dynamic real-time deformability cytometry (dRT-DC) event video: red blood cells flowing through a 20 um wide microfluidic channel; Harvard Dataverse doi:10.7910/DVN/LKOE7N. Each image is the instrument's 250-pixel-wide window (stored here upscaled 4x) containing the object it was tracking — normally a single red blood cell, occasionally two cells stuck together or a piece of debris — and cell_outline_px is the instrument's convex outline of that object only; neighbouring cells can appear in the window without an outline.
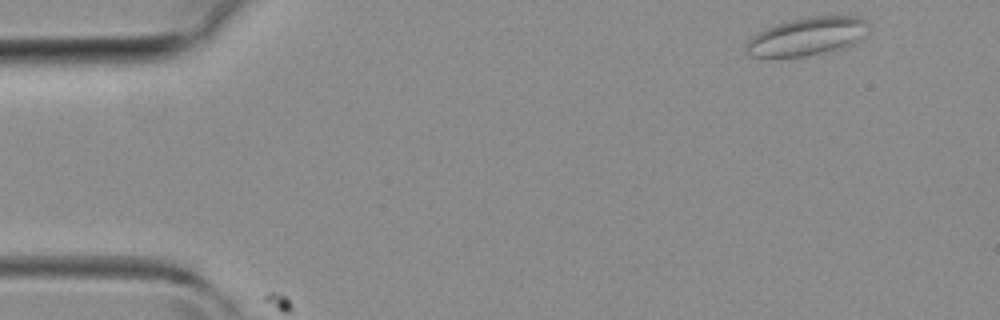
{"species": "common noctule bat (a hibernating species)", "species_latin": "Nyctalus noctula", "temperature_condition": "room temperature", "stored_images_in_passage": 2, "camera_frame_rate_fps": 3000, "um_per_image_px": 0.085, "animal": {"sex": "female", "body_mass_g": 19.3, "forearm_length_mm": 54.1}, "frame": {"image": 1, "passage_image": 1, "time_ms": 0.0, "image_size_px": [1000, 320], "cell_outline_px": [[872, 24], [868, 32], [848, 48], [828, 52], [804, 56], [748, 56], [744, 52], [744, 48], [748, 40], [756, 32], [792, 20], [808, 16], [860, 16], [868, 20]], "centroid_in_image_um": [68.68, 3.09], "position_along_channel_um": 16.3, "area_um2": 27.51}}